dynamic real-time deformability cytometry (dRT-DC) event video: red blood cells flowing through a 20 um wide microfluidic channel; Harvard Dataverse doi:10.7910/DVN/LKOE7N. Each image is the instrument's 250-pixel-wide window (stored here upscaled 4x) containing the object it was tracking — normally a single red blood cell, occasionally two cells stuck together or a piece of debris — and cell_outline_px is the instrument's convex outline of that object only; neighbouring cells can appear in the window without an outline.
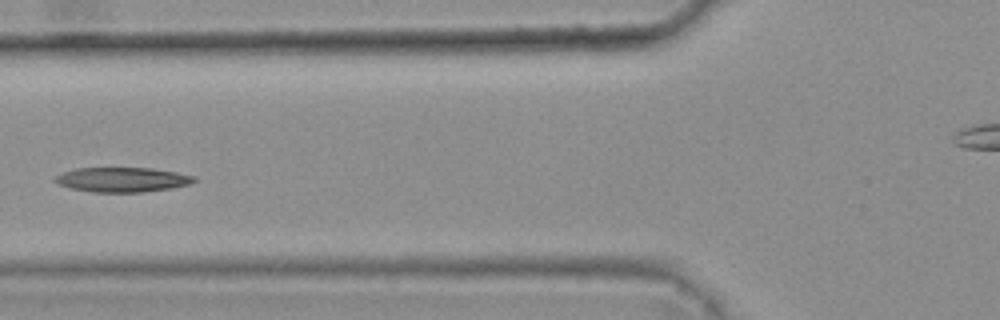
{"species": "common noctule bat (a hibernating species)", "species_latin": "Nyctalus noctula", "temperature_condition": "warm", "stored_images_in_passage": 6, "camera_frame_rate_fps": 3000, "um_per_image_px": 0.085, "animal": {"sex": "female", "body_mass_g": 25.1}, "frame": {"image": 1, "passage_image": 5, "time_ms": 1.333, "image_size_px": [1000, 320], "cell_outline_px": [[200, 180], [192, 184], [172, 188], [140, 192], [92, 192], [72, 188], [60, 184], [52, 180], [56, 176], [64, 172], [76, 168], [152, 168], [176, 172], [196, 176]], "centroid_in_image_um": [10.48, 15.27], "position_along_channel_um": 115.3, "area_um2": 20.06}}
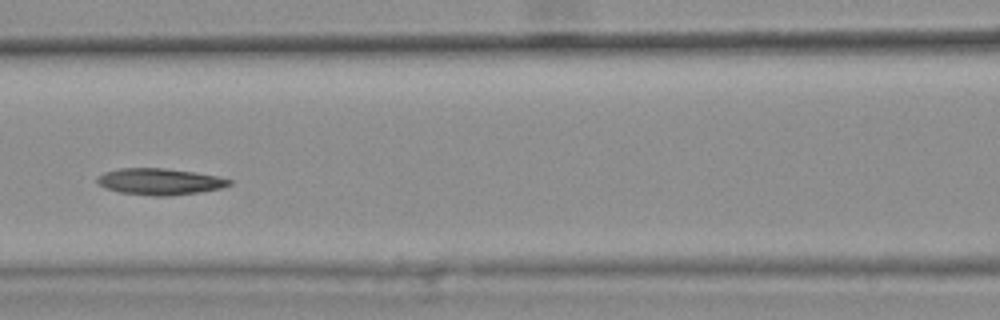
{"frame": {"image": 2, "passage_image": 6, "time_ms": 1.667, "image_size_px": [1000, 320], "cell_outline_px": [[232, 184], [224, 188], [200, 192], [168, 196], [152, 196], [120, 192], [104, 188], [96, 184], [96, 176], [104, 172], [120, 168], [164, 168], [192, 172], [216, 176], [232, 180]], "centroid_in_image_um": [13.54, 15.44], "position_along_channel_um": 153.1, "area_um2": 20.52}}